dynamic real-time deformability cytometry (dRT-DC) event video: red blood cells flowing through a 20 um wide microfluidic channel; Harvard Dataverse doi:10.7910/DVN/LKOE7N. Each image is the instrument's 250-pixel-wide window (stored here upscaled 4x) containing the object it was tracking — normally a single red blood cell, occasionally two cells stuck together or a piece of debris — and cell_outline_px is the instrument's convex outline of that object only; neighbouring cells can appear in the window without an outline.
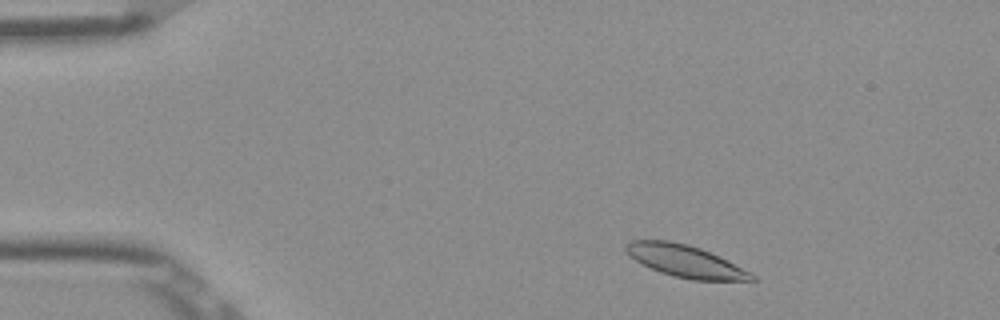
{"species": "Egyptian fruit bat (a non-hibernating species)", "species_latin": "Rousettus aegyptiacus", "temperature_condition": "room temperature", "stored_images_in_passage": 49, "camera_frame_rate_fps": 3000, "um_per_image_px": 0.085, "frame": {"image": 1, "passage_image": 4, "time_ms": 1.0, "image_size_px": [1000, 320], "cell_outline_px": [[756, 280], [692, 280], [660, 272], [636, 260], [624, 252], [624, 244], [632, 240], [668, 240], [688, 244], [700, 248], [752, 272], [756, 276]], "centroid_in_image_um": [58.23, 22.18], "position_along_channel_um": 26.8, "area_um2": 23.29}}
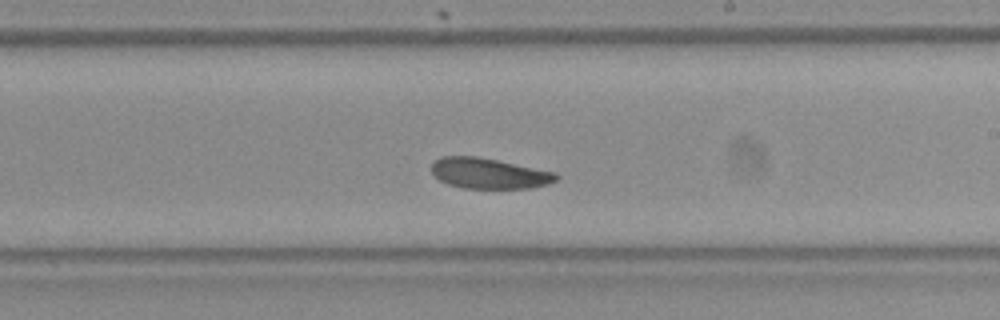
{"frame": {"image": 2, "passage_image": 27, "time_ms": 8.667, "image_size_px": [1000, 320], "cell_outline_px": [[560, 176], [556, 180], [548, 184], [532, 188], [464, 188], [448, 184], [440, 180], [432, 172], [432, 160], [440, 156], [476, 156], [556, 172]], "centroid_in_image_um": [41.56, 14.73], "position_along_channel_um": 247.4, "area_um2": 22.2}}
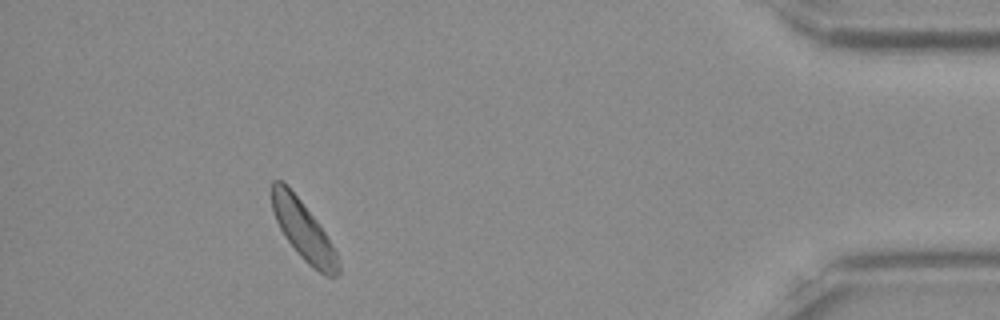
{"frame": {"image": 3, "passage_image": 44, "time_ms": 14.333, "image_size_px": [1000, 320], "cell_outline_px": [[340, 272], [336, 276], [324, 276], [312, 268], [300, 256], [288, 240], [280, 228], [276, 220], [272, 208], [272, 180], [280, 180], [300, 200], [316, 220], [332, 244], [336, 252], [340, 264]], "centroid_in_image_um": [25.81, 19.65], "position_along_channel_um": 409.4, "area_um2": 22.25}, "authors_computed_cell_mechanics": {"area_um2": 23.2356, "velocity_mm_per_s": 3.8211, "shape_relaxation_time_tau1_ms": 4.5067, "shape_relaxation_time_tau2_ms": null, "deformation_change_tau1": 0.0932, "deformation_change_tau2": null}}